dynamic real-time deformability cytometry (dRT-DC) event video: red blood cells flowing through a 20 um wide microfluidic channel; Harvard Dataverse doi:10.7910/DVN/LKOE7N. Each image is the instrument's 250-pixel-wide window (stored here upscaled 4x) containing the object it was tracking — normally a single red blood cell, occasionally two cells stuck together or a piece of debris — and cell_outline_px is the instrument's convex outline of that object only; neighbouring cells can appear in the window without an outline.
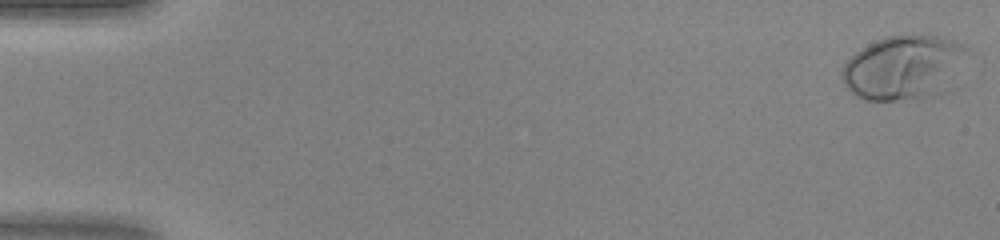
{"species": "human", "species_latin": "Homo sapiens", "temperature_condition": "warm", "stored_images_in_passage": 47, "camera_frame_rate_fps": 3000, "um_per_image_px": 0.085, "donor": {"sex": "female"}, "frame": {"image": 1, "passage_image": 1, "time_ms": 0.0, "image_size_px": [1000, 240], "cell_outline_px": [[964, 48], [920, 96], [892, 100], [868, 100], [856, 96], [844, 84], [840, 76], [840, 72], [844, 64], [860, 48], [876, 40], [888, 36], [936, 36], [952, 40], [960, 44]], "centroid_in_image_um": [76.33, 5.65], "position_along_channel_um": 8.7, "area_um2": 41.21}}
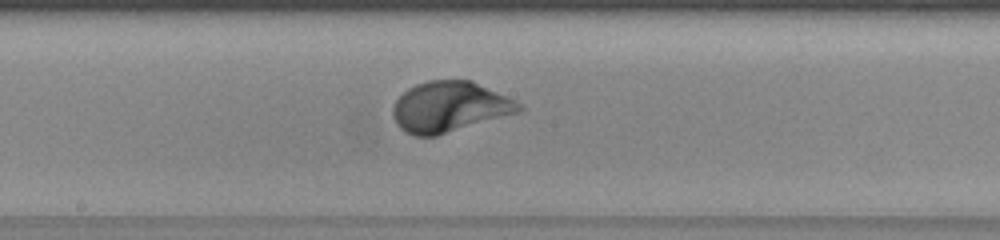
{"frame": {"image": 2, "passage_image": 26, "time_ms": 8.333, "image_size_px": [1000, 240], "cell_outline_px": [[524, 108], [520, 112], [436, 136], [416, 136], [404, 132], [396, 124], [392, 116], [392, 108], [396, 100], [408, 88], [416, 84], [428, 80], [472, 80], [516, 100], [524, 104]], "centroid_in_image_um": [38.22, 9.08], "position_along_channel_um": 210.0, "area_um2": 37.4}}
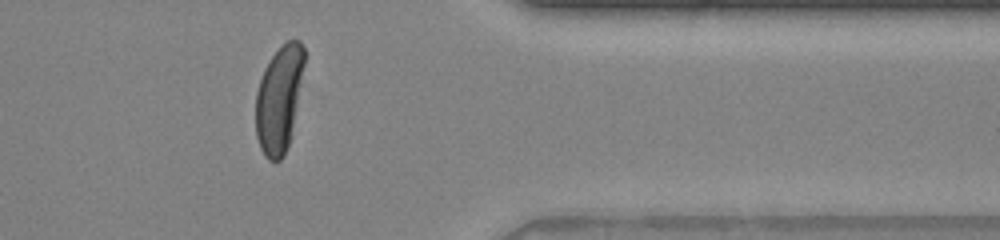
{"frame": {"image": 3, "passage_image": 39, "time_ms": 12.667, "image_size_px": [1000, 240], "cell_outline_px": [[304, 64], [288, 144], [284, 156], [280, 160], [268, 160], [264, 156], [260, 148], [256, 136], [256, 92], [264, 68], [272, 56], [288, 40], [300, 40], [304, 48]], "centroid_in_image_um": [23.69, 8.42], "position_along_channel_um": 387.7, "area_um2": 29.36}}